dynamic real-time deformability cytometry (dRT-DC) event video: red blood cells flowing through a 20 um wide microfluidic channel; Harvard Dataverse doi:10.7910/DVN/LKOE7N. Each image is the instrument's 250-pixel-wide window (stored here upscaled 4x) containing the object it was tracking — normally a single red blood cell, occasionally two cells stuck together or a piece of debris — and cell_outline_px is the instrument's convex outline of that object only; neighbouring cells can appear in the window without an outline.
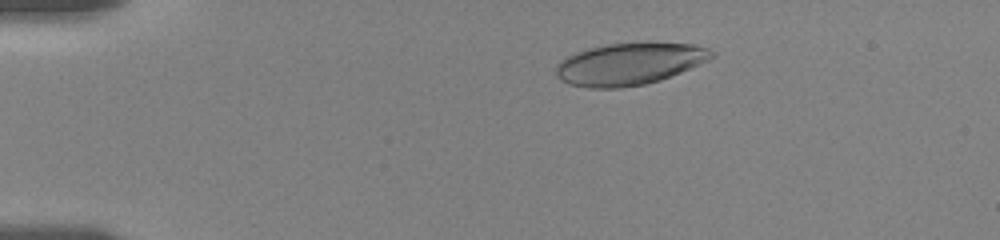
{"species": "human", "species_latin": "Homo sapiens", "temperature_condition": "room temperature", "stored_images_in_passage": 23, "camera_frame_rate_fps": 3000, "um_per_image_px": 0.085, "donor": {"sex": "female"}, "frame": {"image": 1, "passage_image": 10, "time_ms": 3.0, "image_size_px": [1000, 240], "cell_outline_px": [[716, 52], [708, 60], [700, 64], [660, 80], [644, 84], [620, 88], [588, 88], [568, 84], [560, 80], [556, 76], [556, 64], [568, 56], [576, 52], [588, 48], [608, 44], [696, 44], [708, 48]], "centroid_in_image_um": [53.46, 5.45], "position_along_channel_um": 31.5, "area_um2": 37.63}}